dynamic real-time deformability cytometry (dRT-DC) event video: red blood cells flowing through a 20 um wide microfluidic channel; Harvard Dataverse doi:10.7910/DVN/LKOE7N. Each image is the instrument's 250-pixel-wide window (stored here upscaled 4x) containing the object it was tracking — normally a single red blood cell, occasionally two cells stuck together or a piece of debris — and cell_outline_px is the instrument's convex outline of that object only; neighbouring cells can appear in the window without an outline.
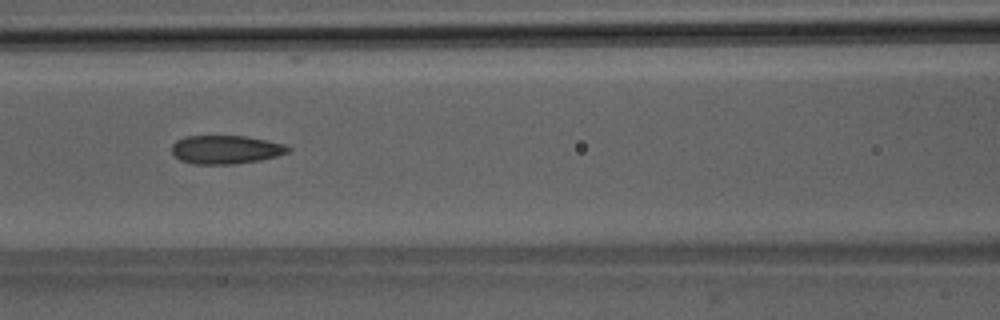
{"species": "Egyptian fruit bat (a non-hibernating species)", "species_latin": "Rousettus aegyptiacus", "temperature_condition": "room temperature", "stored_images_in_passage": 52, "camera_frame_rate_fps": 3000, "um_per_image_px": 0.085, "animal": {"sex": "male"}, "frame": {"image": 1, "passage_image": 23, "time_ms": 7.333, "image_size_px": [1000, 320], "cell_outline_px": [[292, 148], [288, 152], [276, 156], [260, 160], [236, 164], [192, 164], [180, 160], [172, 152], [172, 144], [176, 140], [184, 136], [244, 136], [284, 144]], "centroid_in_image_um": [19.16, 12.72], "position_along_channel_um": 147.4, "area_um2": 19.31}}
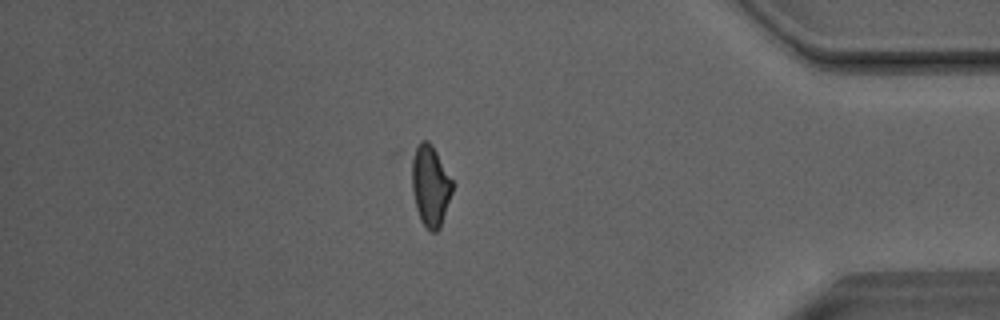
{"frame": {"image": 2, "passage_image": 44, "time_ms": 14.333, "image_size_px": [1000, 320], "cell_outline_px": [[452, 192], [440, 228], [436, 232], [432, 232], [420, 220], [416, 208], [400, 152], [400, 148], [420, 140], [428, 140], [432, 144], [452, 180]], "centroid_in_image_um": [36.33, 15.5], "position_along_channel_um": 398.9, "area_um2": 21.73}}
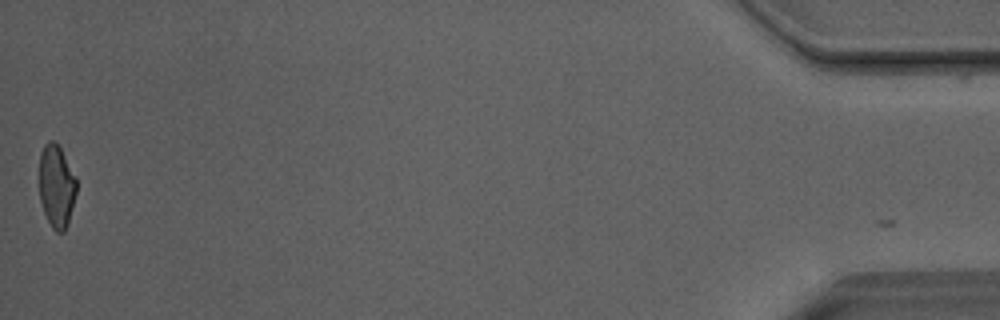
{"frame": {"image": 3, "passage_image": 51, "time_ms": 16.667, "image_size_px": [1000, 320], "cell_outline_px": [[76, 192], [68, 224], [64, 232], [56, 232], [52, 228], [44, 212], [40, 200], [40, 152], [44, 144], [48, 140], [56, 140], [76, 176]], "centroid_in_image_um": [4.8, 15.79], "position_along_channel_um": 430.4, "area_um2": 18.03}}